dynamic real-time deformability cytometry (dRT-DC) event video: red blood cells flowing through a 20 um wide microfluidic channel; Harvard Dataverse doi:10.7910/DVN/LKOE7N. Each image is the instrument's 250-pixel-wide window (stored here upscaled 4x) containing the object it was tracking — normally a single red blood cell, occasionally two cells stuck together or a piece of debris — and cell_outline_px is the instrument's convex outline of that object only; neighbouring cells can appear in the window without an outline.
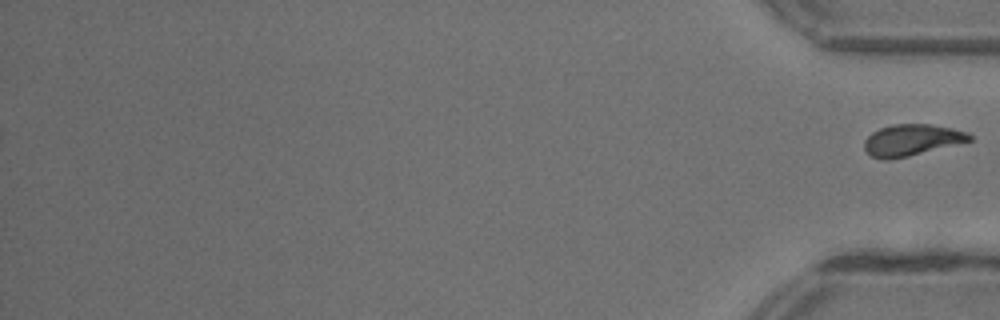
{"species": "common noctule bat (a hibernating species)", "species_latin": "Nyctalus noctula", "temperature_condition": "warm", "stored_images_in_passage": 47, "segment_of_instrument_passage": [2, 2], "camera_frame_rate_fps": 3000, "um_per_image_px": 0.085, "animal": {"sex": "female"}, "frame": {"image": 1, "passage_image": 47, "time_ms": 15.333, "image_size_px": [1000, 320], "cell_outline_px": [[972, 140], [908, 156], [888, 160], [880, 160], [872, 156], [864, 148], [864, 140], [872, 132], [880, 128], [892, 124], [932, 124], [952, 128], [968, 132], [972, 136]], "centroid_in_image_um": [77.47, 11.89], "position_along_channel_um": 357.7, "area_um2": 19.19}}